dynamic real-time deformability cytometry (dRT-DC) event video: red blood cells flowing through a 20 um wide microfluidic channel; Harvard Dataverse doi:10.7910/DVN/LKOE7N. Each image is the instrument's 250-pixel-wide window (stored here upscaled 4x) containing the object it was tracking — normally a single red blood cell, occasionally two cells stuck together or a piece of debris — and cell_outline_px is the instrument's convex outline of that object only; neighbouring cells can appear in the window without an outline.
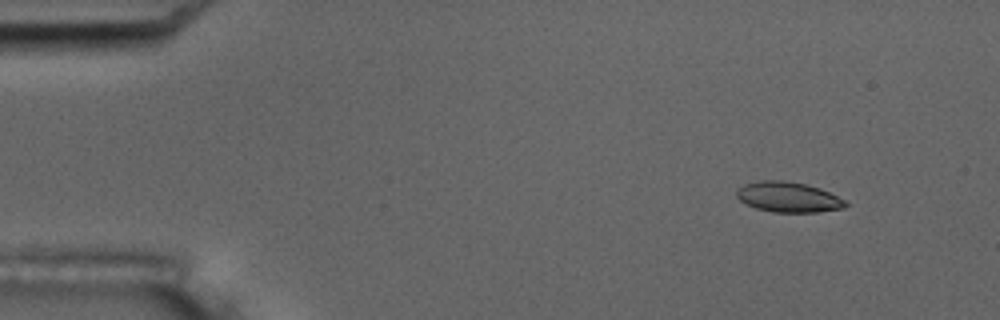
{"species": "common noctule bat (a hibernating species)", "species_latin": "Nyctalus noctula", "temperature_condition": "room temperature", "stored_images_in_passage": 6, "camera_frame_rate_fps": 3000, "um_per_image_px": 0.085, "animal": {"sex": "male", "body_mass_g": 17.5, "forearm_length_mm": 52.3}, "frame": {"image": 1, "passage_image": 1, "time_ms": 0.0, "image_size_px": [1000, 320], "cell_outline_px": [[848, 204], [844, 208], [820, 212], [772, 212], [756, 208], [744, 204], [736, 196], [736, 188], [744, 184], [760, 180], [784, 180], [804, 184], [820, 188], [844, 200]], "centroid_in_image_um": [66.96, 16.75], "position_along_channel_um": 18.0, "area_um2": 19.31}}